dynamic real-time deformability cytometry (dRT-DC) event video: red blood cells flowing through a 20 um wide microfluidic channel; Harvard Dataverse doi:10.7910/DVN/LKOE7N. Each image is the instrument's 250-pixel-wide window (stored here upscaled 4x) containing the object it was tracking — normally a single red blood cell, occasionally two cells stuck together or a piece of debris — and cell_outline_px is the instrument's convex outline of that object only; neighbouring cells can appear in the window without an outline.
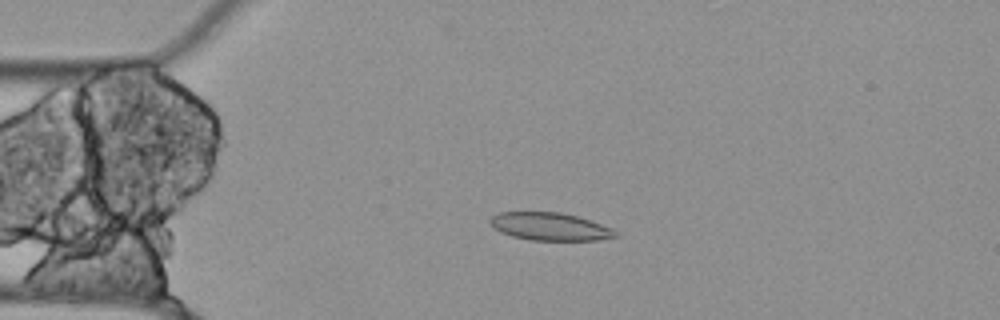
{"species": "Egyptian fruit bat (a non-hibernating species)", "species_latin": "Rousettus aegyptiacus", "temperature_condition": "cold", "stored_images_in_passage": 47, "camera_frame_rate_fps": 3000, "um_per_image_px": 0.085, "animal": {"sex": "female"}, "frame": {"image": 1, "passage_image": 4, "time_ms": 1.0, "image_size_px": [1000, 320], "cell_outline_px": [[616, 236], [596, 240], [532, 240], [512, 236], [500, 232], [488, 220], [492, 216], [500, 212], [560, 212], [576, 216], [612, 228], [616, 232]], "centroid_in_image_um": [46.71, 19.25], "position_along_channel_um": 38.3, "area_um2": 19.94}}
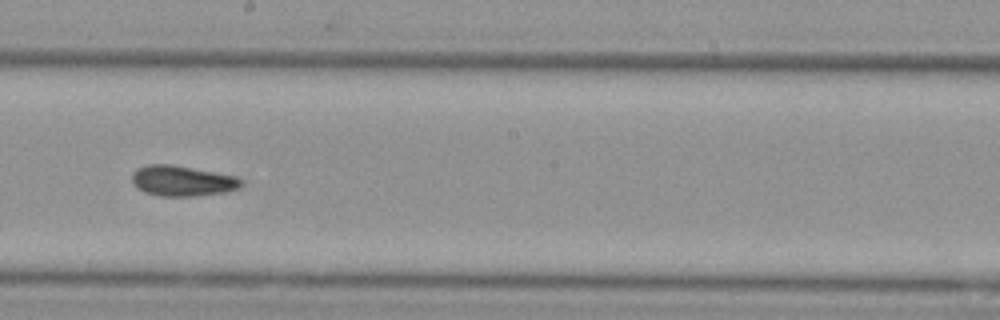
{"frame": {"image": 2, "passage_image": 22, "time_ms": 7.0, "image_size_px": [1000, 320], "cell_outline_px": [[244, 184], [240, 188], [224, 192], [192, 196], [160, 196], [144, 192], [132, 184], [132, 172], [136, 168], [148, 164], [172, 164], [236, 176], [244, 180]], "centroid_in_image_um": [15.49, 15.36], "position_along_channel_um": 232.7, "area_um2": 19.59}}
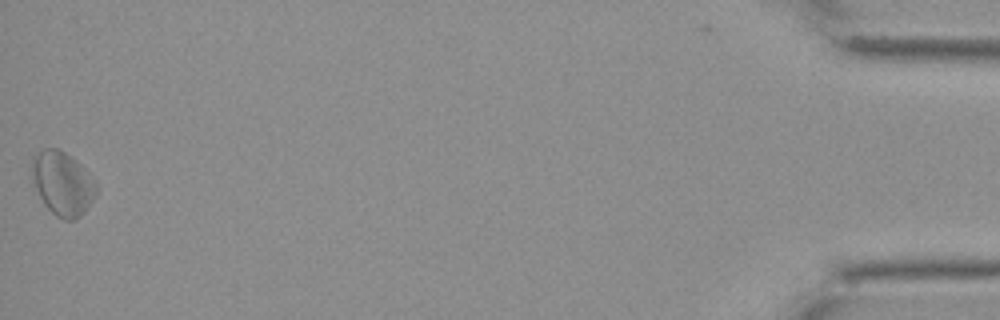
{"frame": {"image": 3, "passage_image": 47, "time_ms": 15.333, "image_size_px": [1000, 320], "cell_outline_px": [[100, 188], [96, 196], [84, 212], [76, 220], [64, 220], [56, 216], [44, 204], [32, 184], [32, 156], [44, 148], [60, 148], [80, 164], [88, 172]], "centroid_in_image_um": [5.32, 15.6], "position_along_channel_um": 429.9, "area_um2": 24.28}}